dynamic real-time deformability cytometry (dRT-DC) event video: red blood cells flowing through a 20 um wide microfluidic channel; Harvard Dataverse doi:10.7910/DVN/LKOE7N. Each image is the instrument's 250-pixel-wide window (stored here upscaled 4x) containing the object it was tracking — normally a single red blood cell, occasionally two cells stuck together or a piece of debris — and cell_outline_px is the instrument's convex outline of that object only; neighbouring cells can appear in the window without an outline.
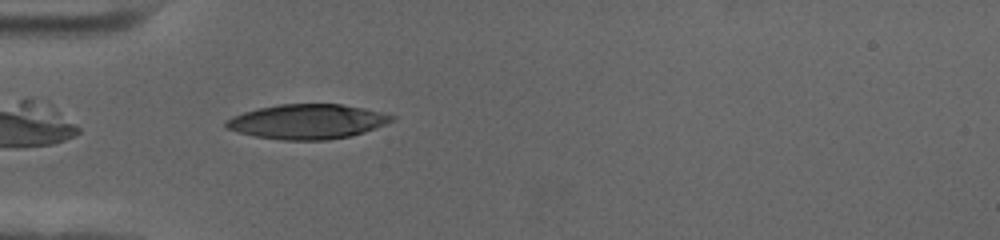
{"species": "human", "species_latin": "Homo sapiens", "temperature_condition": "cold", "stored_images_in_passage": 39, "camera_frame_rate_fps": 3000, "um_per_image_px": 0.085, "donor": {"sex": "female"}, "frame": {"image": 1, "passage_image": 2, "time_ms": 0.333, "image_size_px": [1000, 240], "cell_outline_px": [[396, 120], [364, 132], [352, 136], [328, 140], [284, 140], [256, 136], [224, 128], [224, 124], [232, 116], [256, 108], [280, 104], [340, 104], [364, 108], [396, 116]], "centroid_in_image_um": [26.14, 10.33], "position_along_channel_um": 58.9, "area_um2": 33.52}}
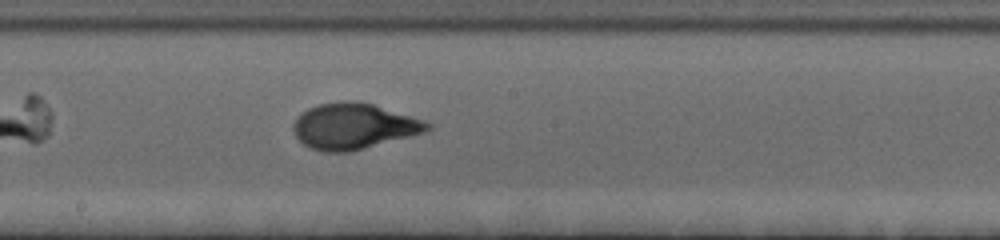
{"frame": {"image": 2, "passage_image": 16, "time_ms": 5.0, "image_size_px": [1000, 240], "cell_outline_px": [[432, 128], [424, 132], [412, 136], [352, 152], [324, 152], [312, 148], [304, 144], [296, 136], [292, 128], [292, 124], [308, 108], [320, 104], [348, 100], [352, 100], [372, 104], [424, 120], [432, 124]], "centroid_in_image_um": [30.09, 10.74], "position_along_channel_um": 218.1, "area_um2": 35.66}}
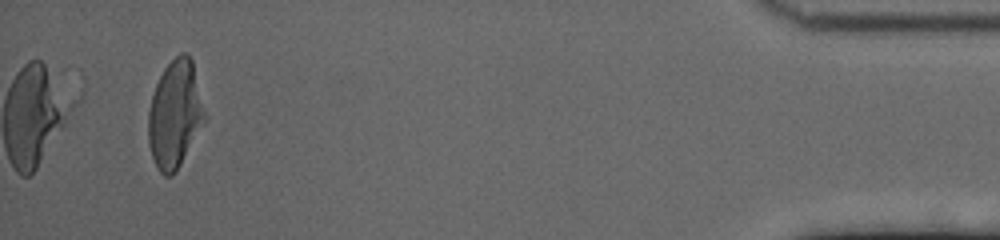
{"frame": {"image": 3, "passage_image": 39, "time_ms": 12.667, "image_size_px": [1000, 240], "cell_outline_px": [[208, 116], [176, 172], [172, 176], [164, 176], [156, 168], [152, 156], [148, 140], [148, 112], [152, 96], [156, 84], [164, 68], [180, 52], [184, 52], [192, 60]], "centroid_in_image_um": [14.89, 9.73], "position_along_channel_um": 420.3, "area_um2": 35.55}, "authors_computed_cell_mechanics": {"area_um2": 34.7956, "velocity_mm_per_s": 3.5326, "shape_relaxation_time_tau1_ms": 3.4109, "shape_relaxation_time_tau2_ms": null, "deformation_change_tau1": 0.2091, "deformation_change_tau2": null}}